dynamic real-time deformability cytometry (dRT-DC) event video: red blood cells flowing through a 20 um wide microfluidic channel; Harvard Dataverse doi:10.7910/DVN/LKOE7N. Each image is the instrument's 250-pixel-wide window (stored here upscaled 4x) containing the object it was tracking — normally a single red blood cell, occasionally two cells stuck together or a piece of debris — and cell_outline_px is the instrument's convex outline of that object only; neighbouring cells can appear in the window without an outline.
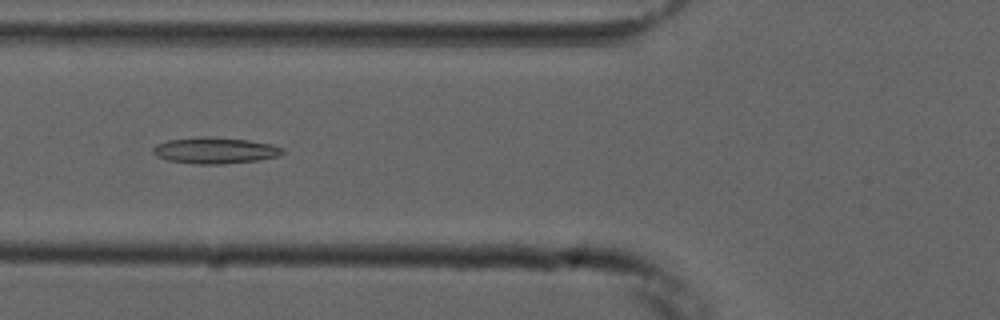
{"species": "common noctule bat (a hibernating species)", "species_latin": "Nyctalus noctula", "temperature_condition": "cold", "stored_images_in_passage": 10, "camera_frame_rate_fps": 3000, "um_per_image_px": 0.085, "animal": {"sex": "male", "forearm_length_mm": 52.5}, "frame": {"image": 1, "passage_image": 5, "time_ms": 6.0, "image_size_px": [1000, 320], "cell_outline_px": [[284, 152], [280, 156], [256, 160], [224, 164], [196, 164], [168, 160], [156, 156], [152, 152], [152, 148], [156, 144], [168, 140], [200, 136], [248, 140], [272, 144], [284, 148]], "centroid_in_image_um": [18.27, 12.79], "position_along_channel_um": 107.5, "area_um2": 19.83}}
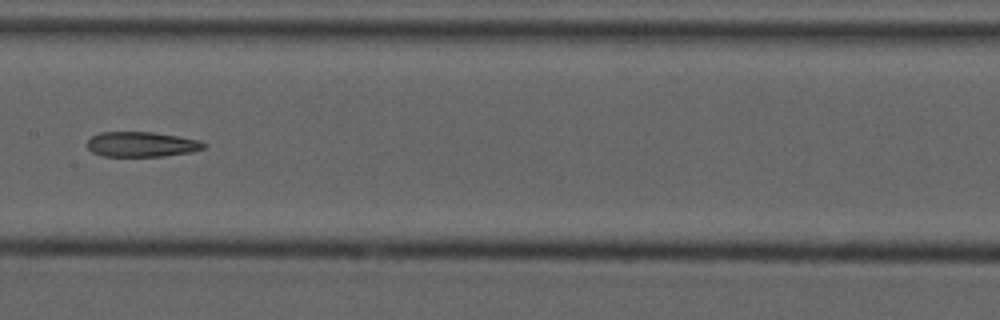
{"frame": {"image": 2, "passage_image": 7, "time_ms": 8.333, "image_size_px": [1000, 320], "cell_outline_px": [[208, 144], [204, 148], [192, 152], [164, 156], [104, 156], [92, 152], [88, 148], [88, 140], [92, 136], [100, 132], [152, 132], [200, 140]], "centroid_in_image_um": [12.06, 12.27], "position_along_channel_um": 195.3, "area_um2": 16.99}}
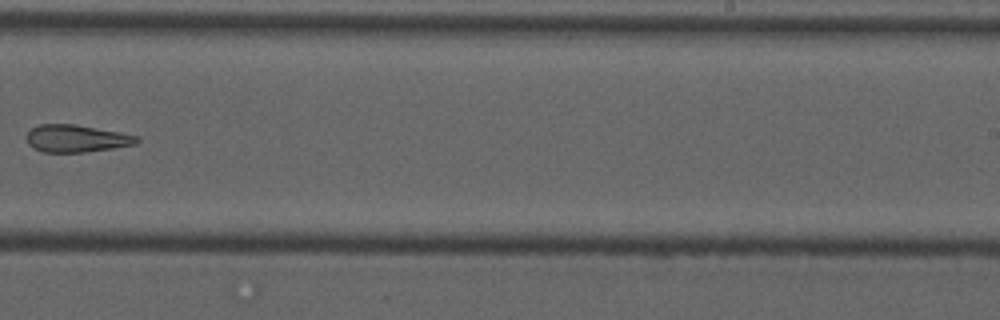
{"frame": {"image": 3, "passage_image": 9, "time_ms": 10.667, "image_size_px": [1000, 320], "cell_outline_px": [[140, 140], [136, 144], [112, 148], [84, 152], [44, 152], [32, 148], [28, 144], [28, 132], [32, 128], [40, 124], [76, 124], [120, 132], [140, 136]], "centroid_in_image_um": [6.52, 11.77], "position_along_channel_um": 282.5, "area_um2": 17.57}}